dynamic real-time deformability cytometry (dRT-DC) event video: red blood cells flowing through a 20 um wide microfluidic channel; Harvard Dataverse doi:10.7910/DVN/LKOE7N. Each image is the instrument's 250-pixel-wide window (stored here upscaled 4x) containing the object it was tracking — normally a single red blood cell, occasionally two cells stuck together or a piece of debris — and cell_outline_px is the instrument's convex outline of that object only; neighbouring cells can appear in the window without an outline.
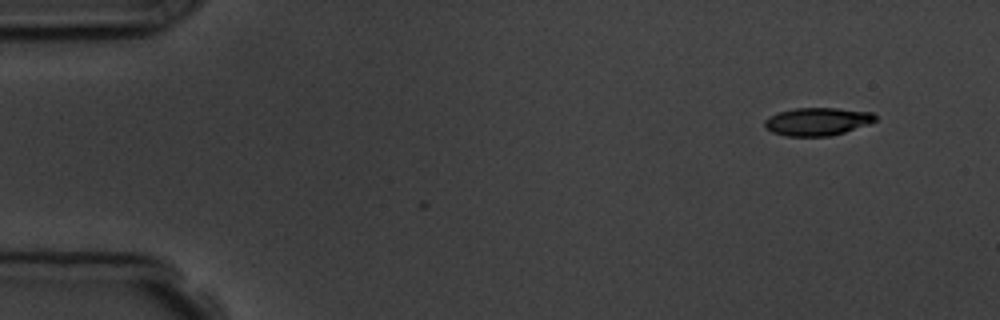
{"species": "common noctule bat (a hibernating species)", "species_latin": "Nyctalus noctula", "temperature_condition": "room temperature", "stored_images_in_passage": 9, "camera_frame_rate_fps": 3000, "um_per_image_px": 0.085, "animal": {"sex": "male", "body_mass_g": 19.5, "forearm_length_mm": 54.6}, "frame": {"image": 1, "passage_image": 1, "time_ms": 0.0, "image_size_px": [1000, 320], "cell_outline_px": [[876, 120], [868, 124], [844, 132], [828, 136], [784, 136], [772, 132], [764, 128], [764, 120], [768, 116], [780, 112], [796, 108], [836, 108], [872, 112], [876, 116]], "centroid_in_image_um": [69.44, 10.33], "position_along_channel_um": 15.6, "area_um2": 17.98}}
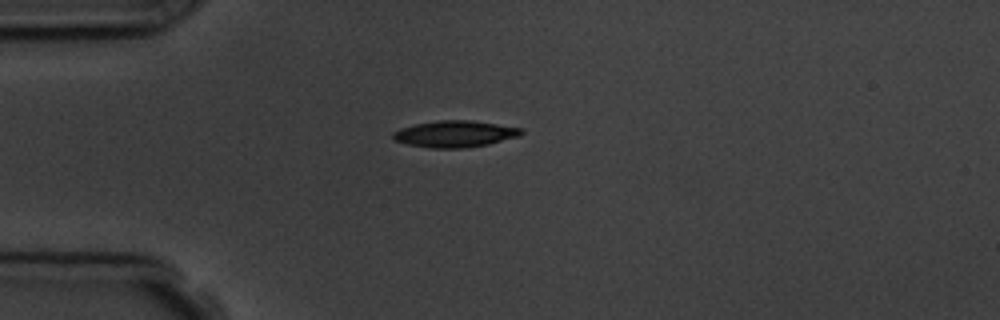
{"frame": {"image": 2, "passage_image": 4, "time_ms": 3.333, "image_size_px": [1000, 320], "cell_outline_px": [[524, 132], [520, 136], [488, 144], [464, 148], [428, 148], [408, 144], [392, 140], [392, 132], [400, 128], [416, 124], [440, 120], [472, 120], [524, 128]], "centroid_in_image_um": [38.67, 11.38], "position_along_channel_um": 46.3, "area_um2": 20.0}}